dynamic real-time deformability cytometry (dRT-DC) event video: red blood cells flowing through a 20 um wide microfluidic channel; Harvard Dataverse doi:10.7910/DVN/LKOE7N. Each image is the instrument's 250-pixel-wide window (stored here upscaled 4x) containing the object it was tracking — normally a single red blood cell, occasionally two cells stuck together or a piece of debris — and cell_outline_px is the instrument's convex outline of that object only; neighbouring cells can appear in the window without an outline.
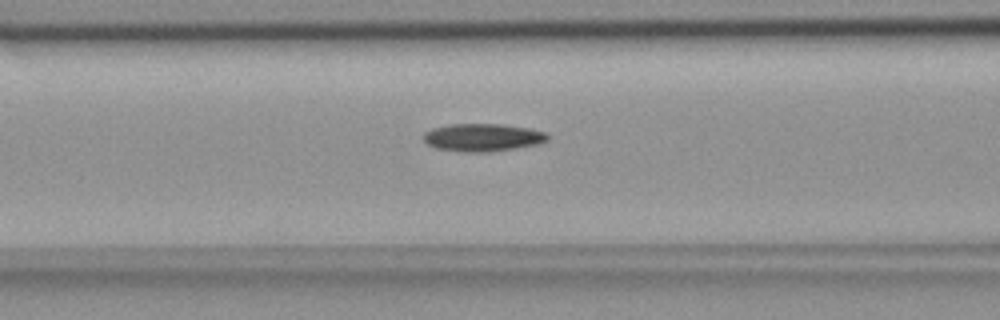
{"species": "common noctule bat (a hibernating species)", "species_latin": "Nyctalus noctula", "temperature_condition": "room temperature", "stored_images_in_passage": 53, "camera_frame_rate_fps": 3000, "um_per_image_px": 0.085, "animal": {"sex": "female", "body_mass_g": 18.4}, "frame": {"image": 1, "passage_image": 21, "time_ms": 6.667, "image_size_px": [1000, 320], "cell_outline_px": [[548, 140], [536, 144], [488, 152], [464, 152], [436, 148], [428, 144], [424, 140], [424, 132], [432, 128], [448, 124], [504, 124], [532, 128], [548, 132]], "centroid_in_image_um": [41.04, 11.66], "position_along_channel_um": 125.6, "area_um2": 20.11}}
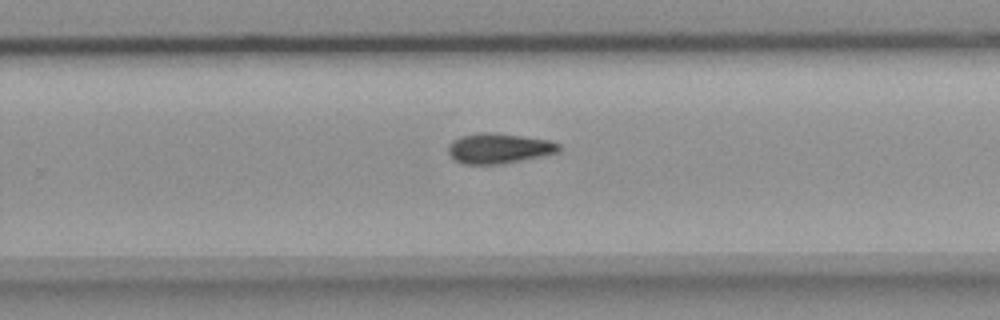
{"frame": {"image": 2, "passage_image": 34, "time_ms": 11.0, "image_size_px": [1000, 320], "cell_outline_px": [[560, 152], [544, 156], [500, 164], [464, 164], [452, 160], [448, 152], [448, 144], [452, 140], [460, 136], [476, 132], [492, 132], [548, 140], [560, 144]], "centroid_in_image_um": [42.36, 12.61], "position_along_channel_um": 287.4, "area_um2": 19.71}}
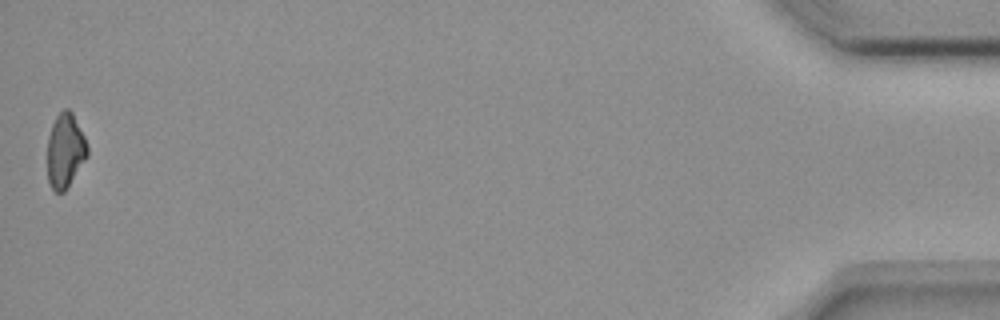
{"frame": {"image": 3, "passage_image": 53, "time_ms": 17.333, "image_size_px": [1000, 320], "cell_outline_px": [[88, 156], [64, 192], [56, 192], [52, 188], [48, 180], [48, 136], [52, 124], [56, 116], [64, 108], [68, 108], [72, 112], [84, 136], [88, 148]], "centroid_in_image_um": [5.54, 12.79], "position_along_channel_um": 429.7, "area_um2": 17.22}}